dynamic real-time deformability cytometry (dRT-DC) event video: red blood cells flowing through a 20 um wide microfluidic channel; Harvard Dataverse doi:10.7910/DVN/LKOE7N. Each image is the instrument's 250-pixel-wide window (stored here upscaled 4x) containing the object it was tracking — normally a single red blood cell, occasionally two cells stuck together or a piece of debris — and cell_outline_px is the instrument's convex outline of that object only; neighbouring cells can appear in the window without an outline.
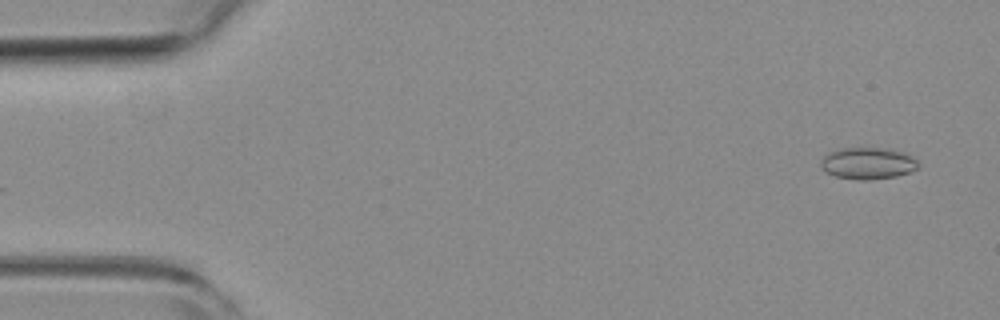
{"species": "common noctule bat (a hibernating species)", "species_latin": "Nyctalus noctula", "temperature_condition": "room temperature", "stored_images_in_passage": 54, "camera_frame_rate_fps": 3000, "um_per_image_px": 0.085, "animal": {"sex": "female", "body_mass_g": 19.3, "forearm_length_mm": 54.1}, "frame": {"image": 1, "passage_image": 3, "time_ms": 0.667, "image_size_px": [1000, 320], "cell_outline_px": [[920, 164], [912, 172], [896, 176], [868, 180], [860, 180], [836, 176], [820, 168], [820, 160], [828, 152], [840, 148], [892, 148], [904, 152], [912, 156]], "centroid_in_image_um": [73.78, 13.87], "position_along_channel_um": 11.2, "area_um2": 18.21}}
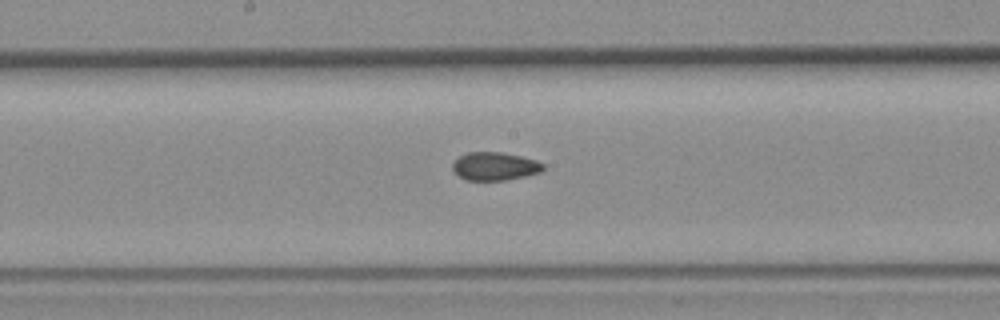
{"frame": {"image": 2, "passage_image": 28, "time_ms": 9.0, "image_size_px": [1000, 320], "cell_outline_px": [[544, 168], [540, 172], [508, 180], [464, 180], [452, 168], [452, 164], [460, 156], [468, 152], [500, 152], [520, 156], [536, 160], [544, 164]], "centroid_in_image_um": [42.06, 14.13], "position_along_channel_um": 206.1, "area_um2": 14.74}}
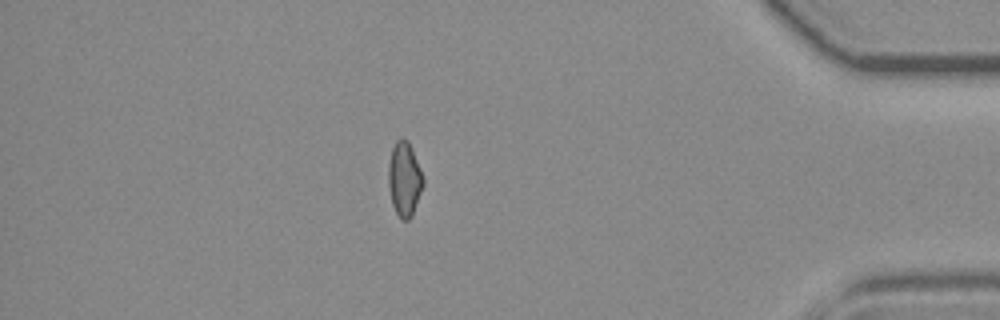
{"frame": {"image": 3, "passage_image": 47, "time_ms": 15.333, "image_size_px": [1000, 320], "cell_outline_px": [[424, 184], [412, 216], [408, 220], [400, 220], [392, 204], [388, 184], [388, 164], [392, 148], [396, 140], [400, 136], [408, 140], [412, 148], [424, 176]], "centroid_in_image_um": [34.38, 15.2], "position_along_channel_um": 400.8, "area_um2": 15.37}, "authors_computed_cell_mechanics": {"area_um2": 15.3748, "velocity_mm_per_s": 3.7707, "shape_relaxation_time_tau1_ms": null, "shape_relaxation_time_tau2_ms": 2.627, "deformation_change_tau1": null, "deformation_change_tau2": 0.0666}}